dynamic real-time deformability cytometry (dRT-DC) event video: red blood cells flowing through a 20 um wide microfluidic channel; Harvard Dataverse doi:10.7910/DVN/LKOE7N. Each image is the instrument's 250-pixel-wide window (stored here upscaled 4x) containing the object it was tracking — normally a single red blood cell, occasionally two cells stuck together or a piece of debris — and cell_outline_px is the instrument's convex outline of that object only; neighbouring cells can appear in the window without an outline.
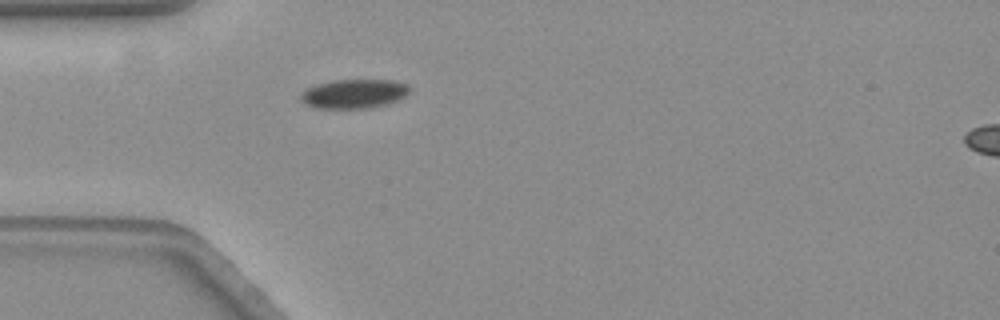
{"species": "common noctule bat (a hibernating species)", "species_latin": "Nyctalus noctula", "temperature_condition": "warm", "stored_images_in_passage": 43, "camera_frame_rate_fps": 3000, "um_per_image_px": 0.085, "animal": {"sex": "female", "body_mass_g": 19.3, "forearm_length_mm": 54.1}, "frame": {"image": 1, "passage_image": 1, "time_ms": 0.0, "image_size_px": [1000, 320], "cell_outline_px": [[408, 92], [404, 96], [388, 104], [368, 108], [316, 108], [304, 104], [300, 100], [300, 96], [308, 88], [316, 84], [332, 80], [396, 80], [408, 84]], "centroid_in_image_um": [30.07, 7.97], "position_along_channel_um": 54.9, "area_um2": 18.44}}